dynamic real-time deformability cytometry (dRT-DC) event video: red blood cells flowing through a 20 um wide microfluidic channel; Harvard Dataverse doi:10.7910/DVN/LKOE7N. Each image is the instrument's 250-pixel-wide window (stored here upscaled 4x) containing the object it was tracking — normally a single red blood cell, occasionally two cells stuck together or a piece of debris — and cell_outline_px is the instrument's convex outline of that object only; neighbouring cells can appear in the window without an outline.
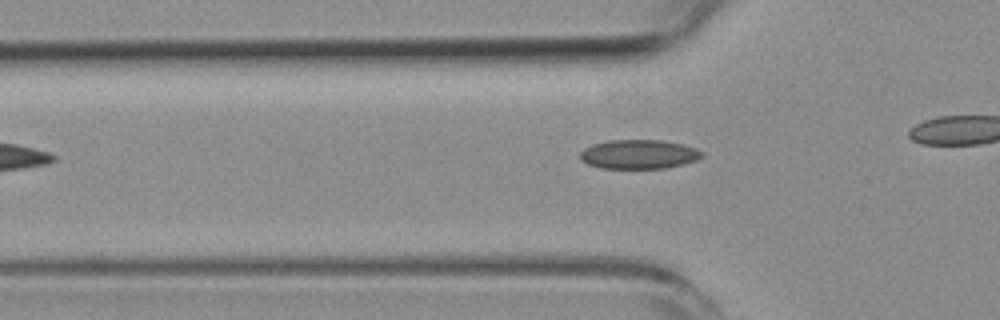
{"species": "common noctule bat (a hibernating species)", "species_latin": "Nyctalus noctula", "temperature_condition": "room temperature", "stored_images_in_passage": 2, "camera_frame_rate_fps": 3000, "um_per_image_px": 0.085, "animal": {"sex": "female", "body_mass_g": 19.3, "forearm_length_mm": 54.1}, "frame": {"image": 1, "passage_image": 2, "time_ms": 2.0, "image_size_px": [1000, 320], "cell_outline_px": [[704, 156], [696, 160], [684, 164], [664, 168], [600, 168], [588, 164], [580, 160], [580, 152], [584, 148], [592, 144], [608, 140], [664, 140], [684, 144], [696, 148], [704, 152]], "centroid_in_image_um": [54.31, 13.1], "position_along_channel_um": 71.5, "area_um2": 20.92}}